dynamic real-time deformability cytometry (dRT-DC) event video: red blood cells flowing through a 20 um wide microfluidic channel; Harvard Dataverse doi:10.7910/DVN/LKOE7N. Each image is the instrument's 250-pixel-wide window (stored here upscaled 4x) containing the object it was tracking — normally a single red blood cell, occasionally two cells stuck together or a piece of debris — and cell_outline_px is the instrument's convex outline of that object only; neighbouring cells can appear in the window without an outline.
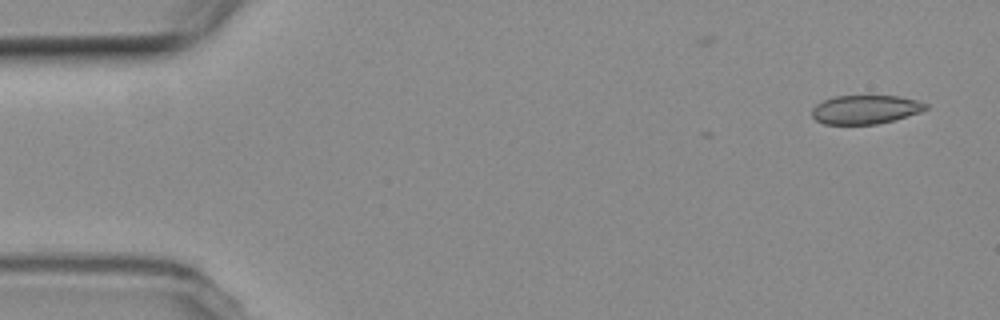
{"species": "common noctule bat (a hibernating species)", "species_latin": "Nyctalus noctula", "temperature_condition": "room temperature", "stored_images_in_passage": 2, "camera_frame_rate_fps": 3000, "um_per_image_px": 0.085, "animal": {"sex": "female", "body_mass_g": 19.3, "forearm_length_mm": 54.1}, "frame": {"image": 1, "passage_image": 2, "time_ms": 1.0, "image_size_px": [1000, 320], "cell_outline_px": [[928, 108], [920, 112], [892, 120], [876, 124], [824, 124], [816, 120], [812, 116], [812, 108], [816, 104], [824, 100], [836, 96], [900, 96], [916, 100], [928, 104]], "centroid_in_image_um": [73.55, 9.3], "position_along_channel_um": 11.5, "area_um2": 18.96}}